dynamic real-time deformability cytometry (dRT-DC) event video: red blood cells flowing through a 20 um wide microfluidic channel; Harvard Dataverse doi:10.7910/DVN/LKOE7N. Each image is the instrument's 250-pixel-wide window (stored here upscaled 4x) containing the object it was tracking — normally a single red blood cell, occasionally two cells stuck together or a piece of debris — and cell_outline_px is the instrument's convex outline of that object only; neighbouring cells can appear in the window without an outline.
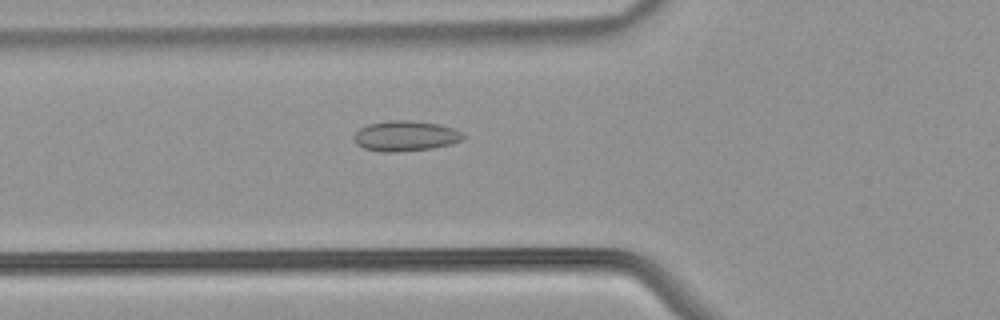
{"species": "common noctule bat (a hibernating species)", "species_latin": "Nyctalus noctula", "temperature_condition": "warm", "stored_images_in_passage": 52, "camera_frame_rate_fps": 3000, "um_per_image_px": 0.085, "animal": {"sex": "male", "body_mass_g": 21.5, "forearm_length_mm": 52.0}, "frame": {"image": 1, "passage_image": 19, "time_ms": 6.0, "image_size_px": [1000, 320], "cell_outline_px": [[464, 136], [460, 140], [452, 144], [432, 148], [392, 152], [384, 152], [364, 148], [356, 144], [352, 140], [352, 136], [360, 128], [368, 124], [388, 120], [408, 120], [440, 124], [452, 128], [460, 132]], "centroid_in_image_um": [34.41, 11.55], "position_along_channel_um": 91.4, "area_um2": 19.25}}
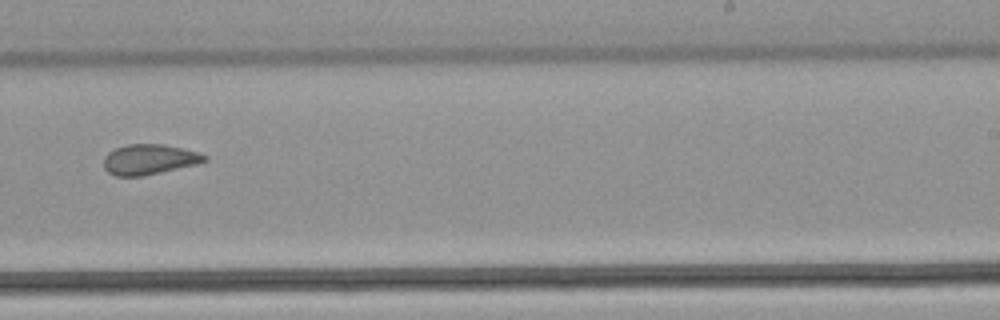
{"frame": {"image": 2, "passage_image": 33, "time_ms": 10.667, "image_size_px": [1000, 320], "cell_outline_px": [[208, 160], [196, 164], [144, 176], [116, 176], [108, 172], [104, 168], [104, 156], [108, 152], [116, 148], [128, 144], [164, 144], [184, 148], [208, 156]], "centroid_in_image_um": [12.68, 13.55], "position_along_channel_um": 276.3, "area_um2": 17.8}}
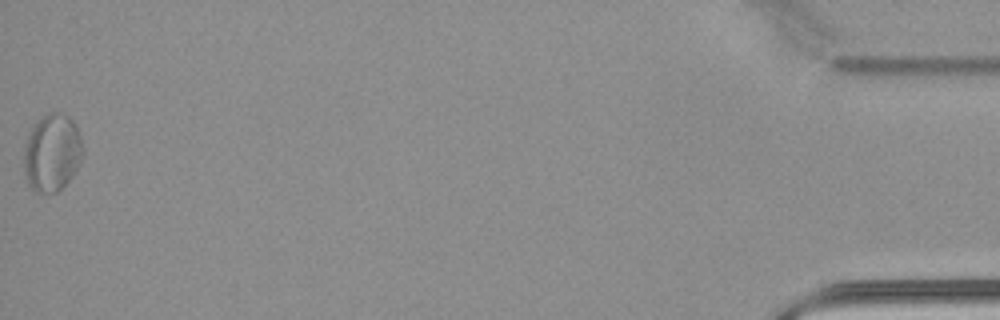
{"frame": {"image": 3, "passage_image": 52, "time_ms": 17.0, "image_size_px": [1000, 320], "cell_outline_px": [[84, 152], [80, 164], [72, 176], [56, 192], [36, 192], [28, 184], [24, 172], [24, 148], [28, 132], [44, 116], [52, 112], [60, 112], [68, 116], [76, 124], [84, 148]], "centroid_in_image_um": [4.44, 12.97], "position_along_channel_um": 430.8, "area_um2": 26.59}, "authors_computed_cell_mechanics": {"area_um2": 19.6809, "velocity_mm_per_s": 3.9604, "shape_relaxation_time_tau1_ms": null, "shape_relaxation_time_tau2_ms": 2.0907, "deformation_change_tau1": null, "deformation_change_tau2": 0.0812}}